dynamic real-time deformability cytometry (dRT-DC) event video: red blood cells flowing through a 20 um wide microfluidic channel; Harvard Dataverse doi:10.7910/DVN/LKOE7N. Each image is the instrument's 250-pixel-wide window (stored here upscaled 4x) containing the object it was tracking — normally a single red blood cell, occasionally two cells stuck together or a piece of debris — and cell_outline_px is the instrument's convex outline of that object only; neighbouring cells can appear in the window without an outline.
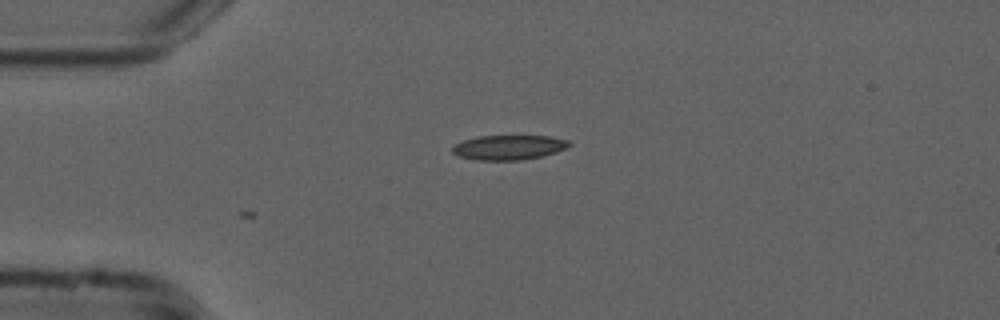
{"species": "common noctule bat (a hibernating species)", "species_latin": "Nyctalus noctula", "temperature_condition": "cold", "stored_images_in_passage": 10, "camera_frame_rate_fps": 3000, "um_per_image_px": 0.085, "animal": {"sex": "male", "forearm_length_mm": 52.5}, "frame": {"image": 1, "passage_image": 1, "time_ms": 0.0, "image_size_px": [1000, 320], "cell_outline_px": [[572, 144], [556, 152], [540, 156], [520, 160], [476, 160], [460, 156], [452, 152], [452, 148], [456, 144], [464, 140], [480, 136], [548, 136], [568, 140]], "centroid_in_image_um": [43.24, 12.53], "position_along_channel_um": 41.8, "area_um2": 16.53}}
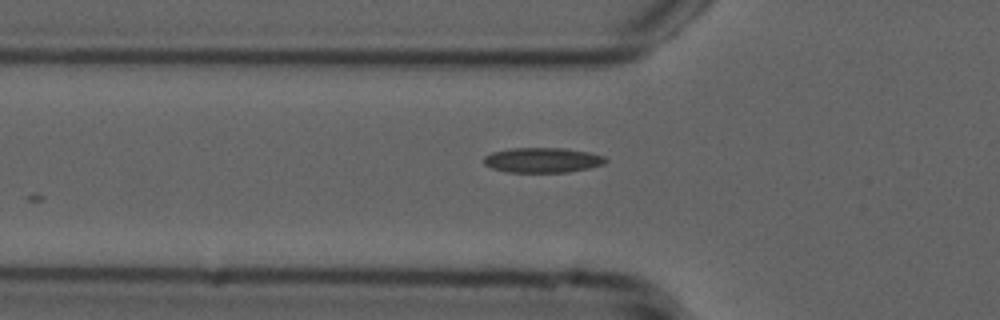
{"frame": {"image": 2, "passage_image": 6, "time_ms": 1.667, "image_size_px": [1000, 320], "cell_outline_px": [[608, 160], [604, 164], [588, 168], [568, 172], [508, 172], [492, 168], [484, 164], [484, 156], [492, 152], [508, 148], [564, 148], [588, 152], [604, 156]], "centroid_in_image_um": [46.1, 13.6], "position_along_channel_um": 79.7, "area_um2": 17.74}}
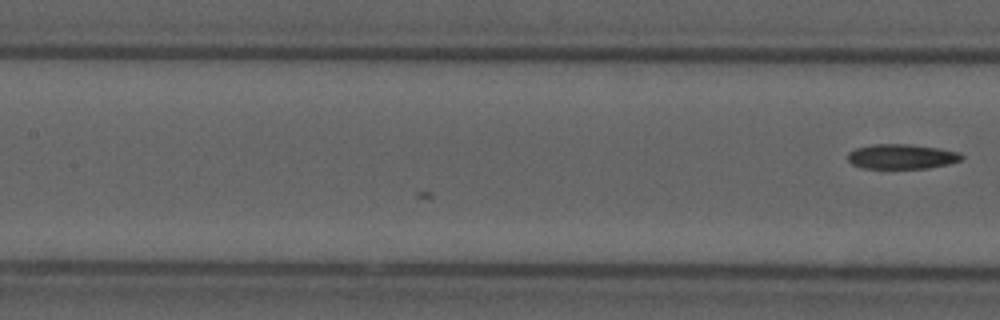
{"frame": {"image": 3, "passage_image": 10, "time_ms": 3.0, "image_size_px": [1000, 320], "cell_outline_px": [[964, 156], [960, 160], [948, 164], [928, 168], [864, 168], [852, 164], [848, 160], [848, 152], [856, 148], [872, 144], [912, 144], [940, 148], [960, 152]], "centroid_in_image_um": [76.65, 13.29], "position_along_channel_um": 130.7, "area_um2": 16.53}}